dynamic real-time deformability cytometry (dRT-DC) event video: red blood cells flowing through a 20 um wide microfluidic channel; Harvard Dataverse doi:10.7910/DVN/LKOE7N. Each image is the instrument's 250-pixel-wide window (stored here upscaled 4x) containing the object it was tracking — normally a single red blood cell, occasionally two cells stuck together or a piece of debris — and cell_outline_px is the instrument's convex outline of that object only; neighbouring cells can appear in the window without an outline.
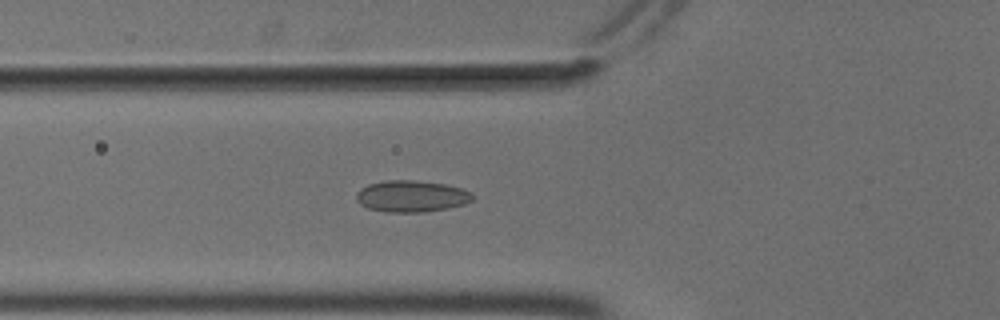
{"species": "common noctule bat (a hibernating species)", "species_latin": "Nyctalus noctula", "temperature_condition": "cold", "stored_images_in_passage": 52, "camera_frame_rate_fps": 3000, "um_per_image_px": 0.085, "animal": {"sex": "male", "body_mass_g": 18.8}, "frame": {"image": 1, "passage_image": 18, "time_ms": 5.667, "image_size_px": [1000, 320], "cell_outline_px": [[472, 200], [464, 204], [448, 208], [424, 212], [384, 212], [368, 208], [360, 204], [356, 200], [356, 192], [360, 188], [368, 184], [384, 180], [416, 180], [444, 184], [460, 188], [472, 192]], "centroid_in_image_um": [34.93, 16.68], "position_along_channel_um": 90.9, "area_um2": 21.5}}
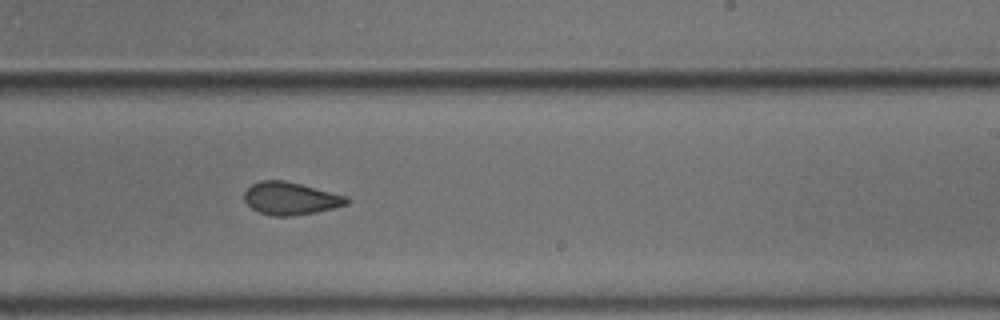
{"frame": {"image": 2, "passage_image": 32, "time_ms": 10.333, "image_size_px": [1000, 320], "cell_outline_px": [[352, 200], [348, 204], [316, 212], [292, 216], [272, 216], [260, 212], [252, 208], [244, 200], [244, 192], [252, 184], [260, 180], [284, 180], [348, 196]], "centroid_in_image_um": [24.71, 16.87], "position_along_channel_um": 264.3, "area_um2": 19.48}}
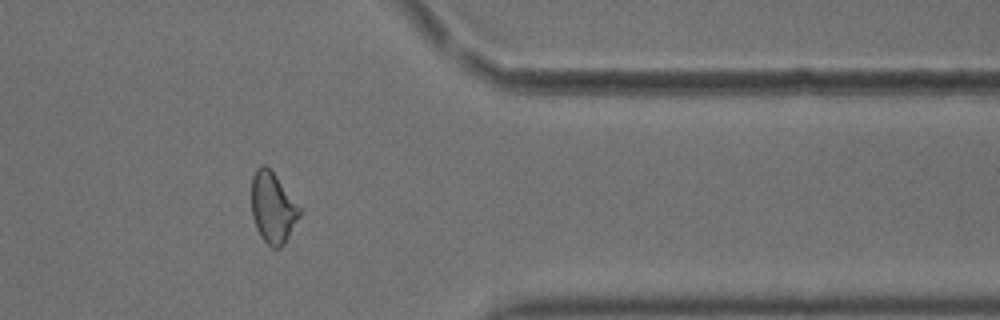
{"frame": {"image": 3, "passage_image": 43, "time_ms": 14.0, "image_size_px": [1000, 320], "cell_outline_px": [[300, 216], [284, 244], [280, 248], [272, 248], [260, 236], [256, 228], [252, 216], [252, 176], [256, 168], [260, 164], [264, 164], [276, 176], [300, 208]], "centroid_in_image_um": [23.17, 17.66], "position_along_channel_um": 388.2, "area_um2": 19.59}, "authors_computed_cell_mechanics": {"area_um2": 19.8543, "velocity_mm_per_s": 3.6994, "shape_relaxation_time_tau1_ms": null, "shape_relaxation_time_tau2_ms": 1.4595, "deformation_change_tau1": null, "deformation_change_tau2": 0.0721}}